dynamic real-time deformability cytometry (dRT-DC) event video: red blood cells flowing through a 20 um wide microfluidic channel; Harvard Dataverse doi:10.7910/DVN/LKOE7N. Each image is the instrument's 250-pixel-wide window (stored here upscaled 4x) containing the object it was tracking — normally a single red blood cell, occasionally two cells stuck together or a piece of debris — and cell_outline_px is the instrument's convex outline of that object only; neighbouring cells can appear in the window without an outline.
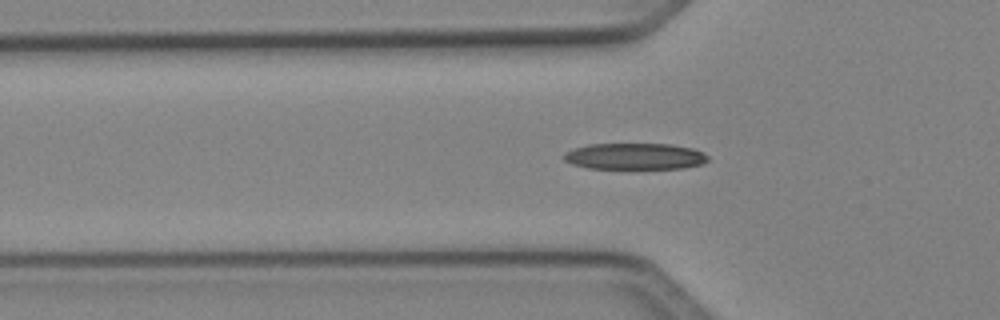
{"species": "Egyptian fruit bat (a non-hibernating species)", "species_latin": "Rousettus aegyptiacus", "temperature_condition": "cold", "stored_images_in_passage": 47, "camera_frame_rate_fps": 3000, "um_per_image_px": 0.085, "animal": {"sex": "female"}, "frame": {"image": 1, "passage_image": 13, "time_ms": 4.0, "image_size_px": [1000, 320], "cell_outline_px": [[708, 160], [704, 164], [680, 168], [588, 168], [572, 164], [564, 160], [564, 152], [588, 144], [672, 144], [692, 148], [708, 156]], "centroid_in_image_um": [53.96, 13.28], "position_along_channel_um": 71.8, "area_um2": 21.96}}
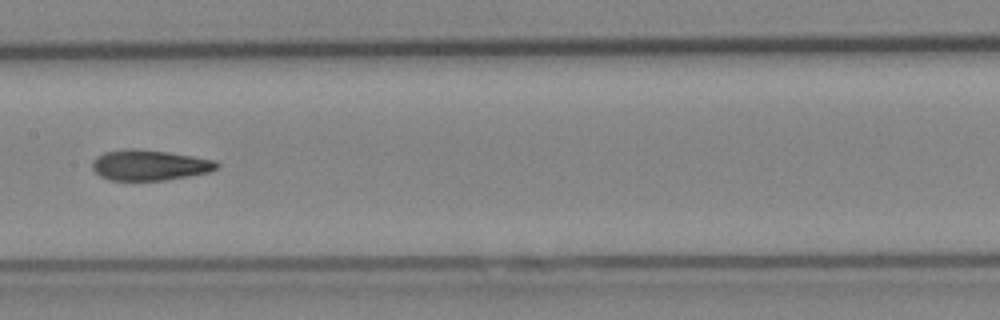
{"frame": {"image": 2, "passage_image": 22, "time_ms": 7.0, "image_size_px": [1000, 320], "cell_outline_px": [[220, 164], [216, 168], [208, 172], [188, 176], [164, 180], [108, 180], [100, 176], [92, 168], [92, 160], [96, 156], [104, 152], [124, 148], [136, 148], [168, 152], [216, 160]], "centroid_in_image_um": [12.67, 14.02], "position_along_channel_um": 194.7, "area_um2": 22.25}}
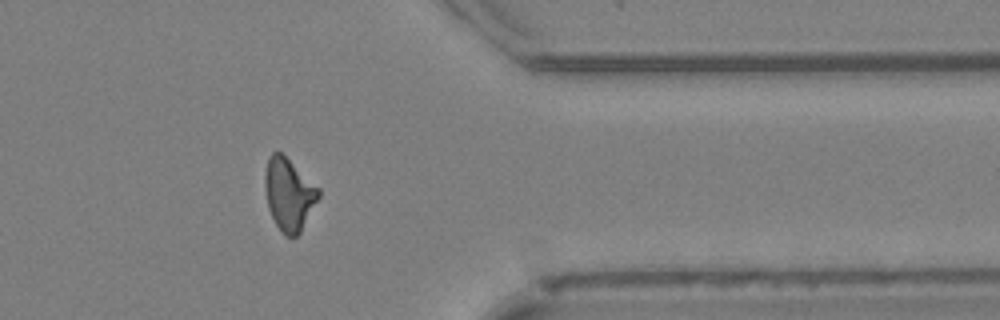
{"frame": {"image": 3, "passage_image": 37, "time_ms": 12.0, "image_size_px": [1000, 320], "cell_outline_px": [[320, 196], [300, 232], [296, 236], [284, 236], [280, 232], [268, 208], [264, 184], [264, 176], [268, 156], [272, 152], [280, 152], [320, 188]], "centroid_in_image_um": [24.55, 16.52], "position_along_channel_um": 386.9, "area_um2": 22.48}, "authors_computed_cell_mechanics": {"area_um2": 22.0218, "velocity_mm_per_s": 4.1059, "shape_relaxation_time_tau1_ms": 5.3641, "shape_relaxation_time_tau2_ms": 2.3747, "deformation_change_tau1": 0.1567, "deformation_change_tau2": 0.0979}}